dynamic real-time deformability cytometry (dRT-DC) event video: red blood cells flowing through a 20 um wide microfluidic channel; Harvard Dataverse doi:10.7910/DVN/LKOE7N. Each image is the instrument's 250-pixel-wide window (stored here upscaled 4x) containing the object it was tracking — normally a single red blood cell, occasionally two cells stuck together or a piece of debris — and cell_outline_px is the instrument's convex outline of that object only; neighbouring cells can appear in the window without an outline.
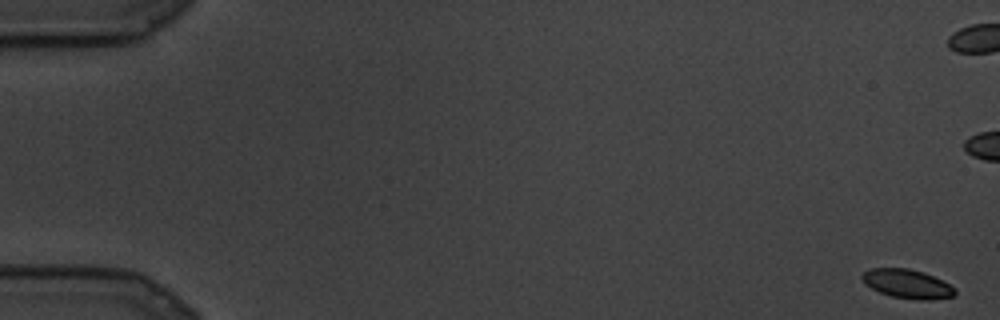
{"species": "common noctule bat (a hibernating species)", "species_latin": "Nyctalus noctula", "temperature_condition": "cold", "stored_images_in_passage": 91, "camera_frame_rate_fps": 3000, "um_per_image_px": 0.085, "animal": {"sex": "male", "body_mass_g": 19.5, "forearm_length_mm": 54.6}, "frame": {"image": 1, "passage_image": 1, "time_ms": 0.0, "image_size_px": [1000, 320], "cell_outline_px": [[956, 292], [952, 296], [932, 300], [916, 300], [892, 296], [880, 292], [872, 288], [860, 276], [868, 268], [908, 268], [932, 276], [956, 288]], "centroid_in_image_um": [77.12, 24.13], "position_along_channel_um": 7.9, "area_um2": 15.37}}
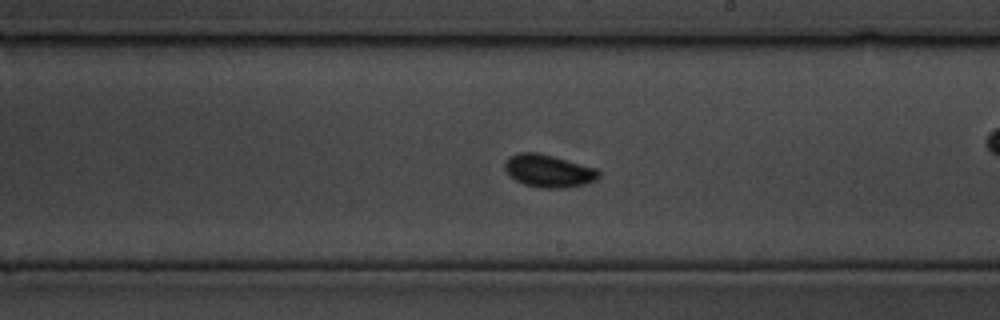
{"frame": {"image": 2, "passage_image": 53, "time_ms": 17.333, "image_size_px": [1000, 320], "cell_outline_px": [[600, 176], [596, 180], [584, 184], [564, 188], [540, 188], [524, 184], [508, 176], [504, 168], [504, 164], [508, 156], [516, 152], [540, 152], [596, 168], [600, 172]], "centroid_in_image_um": [46.59, 14.51], "position_along_channel_um": 242.4, "area_um2": 18.15}}
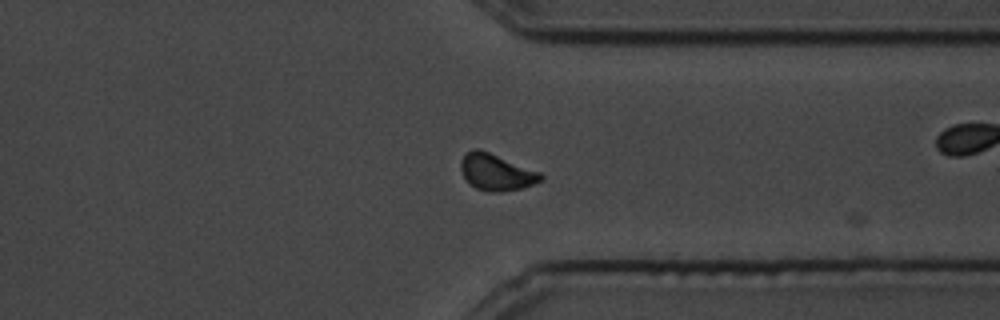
{"frame": {"image": 3, "passage_image": 70, "time_ms": 23.0, "image_size_px": [1000, 320], "cell_outline_px": [[544, 180], [520, 188], [500, 192], [488, 192], [476, 188], [464, 176], [460, 168], [460, 164], [464, 156], [472, 148], [480, 148], [540, 172], [544, 176]], "centroid_in_image_um": [42.2, 14.62], "position_along_channel_um": 369.2, "area_um2": 16.88}}